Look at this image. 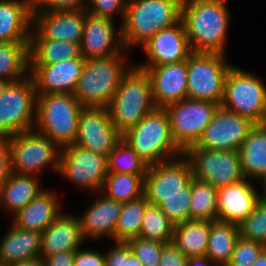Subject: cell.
<instances>
[{
  "instance_id": "44",
  "label": "cell",
  "mask_w": 266,
  "mask_h": 266,
  "mask_svg": "<svg viewBox=\"0 0 266 266\" xmlns=\"http://www.w3.org/2000/svg\"><path fill=\"white\" fill-rule=\"evenodd\" d=\"M88 0H32L33 10H79L86 9Z\"/></svg>"
},
{
  "instance_id": "6",
  "label": "cell",
  "mask_w": 266,
  "mask_h": 266,
  "mask_svg": "<svg viewBox=\"0 0 266 266\" xmlns=\"http://www.w3.org/2000/svg\"><path fill=\"white\" fill-rule=\"evenodd\" d=\"M83 108L73 94H37L34 129L60 149L73 145Z\"/></svg>"
},
{
  "instance_id": "12",
  "label": "cell",
  "mask_w": 266,
  "mask_h": 266,
  "mask_svg": "<svg viewBox=\"0 0 266 266\" xmlns=\"http://www.w3.org/2000/svg\"><path fill=\"white\" fill-rule=\"evenodd\" d=\"M219 104L186 98L165 107L176 145L185 153L196 145Z\"/></svg>"
},
{
  "instance_id": "46",
  "label": "cell",
  "mask_w": 266,
  "mask_h": 266,
  "mask_svg": "<svg viewBox=\"0 0 266 266\" xmlns=\"http://www.w3.org/2000/svg\"><path fill=\"white\" fill-rule=\"evenodd\" d=\"M114 243L105 252V266H128V243Z\"/></svg>"
},
{
  "instance_id": "43",
  "label": "cell",
  "mask_w": 266,
  "mask_h": 266,
  "mask_svg": "<svg viewBox=\"0 0 266 266\" xmlns=\"http://www.w3.org/2000/svg\"><path fill=\"white\" fill-rule=\"evenodd\" d=\"M127 0H88L86 11L94 16L114 20V15L120 13L123 24L126 14Z\"/></svg>"
},
{
  "instance_id": "25",
  "label": "cell",
  "mask_w": 266,
  "mask_h": 266,
  "mask_svg": "<svg viewBox=\"0 0 266 266\" xmlns=\"http://www.w3.org/2000/svg\"><path fill=\"white\" fill-rule=\"evenodd\" d=\"M32 28V0H0V43L29 42Z\"/></svg>"
},
{
  "instance_id": "30",
  "label": "cell",
  "mask_w": 266,
  "mask_h": 266,
  "mask_svg": "<svg viewBox=\"0 0 266 266\" xmlns=\"http://www.w3.org/2000/svg\"><path fill=\"white\" fill-rule=\"evenodd\" d=\"M212 221L190 220L175 225L172 243L187 257L206 256Z\"/></svg>"
},
{
  "instance_id": "41",
  "label": "cell",
  "mask_w": 266,
  "mask_h": 266,
  "mask_svg": "<svg viewBox=\"0 0 266 266\" xmlns=\"http://www.w3.org/2000/svg\"><path fill=\"white\" fill-rule=\"evenodd\" d=\"M265 249L263 244L240 236L227 266H252Z\"/></svg>"
},
{
  "instance_id": "9",
  "label": "cell",
  "mask_w": 266,
  "mask_h": 266,
  "mask_svg": "<svg viewBox=\"0 0 266 266\" xmlns=\"http://www.w3.org/2000/svg\"><path fill=\"white\" fill-rule=\"evenodd\" d=\"M225 56L192 53L187 58V98L222 104L225 80L233 66Z\"/></svg>"
},
{
  "instance_id": "34",
  "label": "cell",
  "mask_w": 266,
  "mask_h": 266,
  "mask_svg": "<svg viewBox=\"0 0 266 266\" xmlns=\"http://www.w3.org/2000/svg\"><path fill=\"white\" fill-rule=\"evenodd\" d=\"M145 175L110 173L105 177L101 192L121 203L130 202L144 196Z\"/></svg>"
},
{
  "instance_id": "51",
  "label": "cell",
  "mask_w": 266,
  "mask_h": 266,
  "mask_svg": "<svg viewBox=\"0 0 266 266\" xmlns=\"http://www.w3.org/2000/svg\"><path fill=\"white\" fill-rule=\"evenodd\" d=\"M128 266H144L128 245Z\"/></svg>"
},
{
  "instance_id": "48",
  "label": "cell",
  "mask_w": 266,
  "mask_h": 266,
  "mask_svg": "<svg viewBox=\"0 0 266 266\" xmlns=\"http://www.w3.org/2000/svg\"><path fill=\"white\" fill-rule=\"evenodd\" d=\"M187 257L173 244H166L161 253L159 266H186Z\"/></svg>"
},
{
  "instance_id": "11",
  "label": "cell",
  "mask_w": 266,
  "mask_h": 266,
  "mask_svg": "<svg viewBox=\"0 0 266 266\" xmlns=\"http://www.w3.org/2000/svg\"><path fill=\"white\" fill-rule=\"evenodd\" d=\"M192 178V165L184 154L150 165L144 177V196L149 205L159 206L169 196L192 194Z\"/></svg>"
},
{
  "instance_id": "15",
  "label": "cell",
  "mask_w": 266,
  "mask_h": 266,
  "mask_svg": "<svg viewBox=\"0 0 266 266\" xmlns=\"http://www.w3.org/2000/svg\"><path fill=\"white\" fill-rule=\"evenodd\" d=\"M254 125L250 119L220 106L204 129L201 138L191 147L238 151Z\"/></svg>"
},
{
  "instance_id": "36",
  "label": "cell",
  "mask_w": 266,
  "mask_h": 266,
  "mask_svg": "<svg viewBox=\"0 0 266 266\" xmlns=\"http://www.w3.org/2000/svg\"><path fill=\"white\" fill-rule=\"evenodd\" d=\"M148 205L145 196L122 203L121 214L115 228V242H127L140 236L143 214Z\"/></svg>"
},
{
  "instance_id": "14",
  "label": "cell",
  "mask_w": 266,
  "mask_h": 266,
  "mask_svg": "<svg viewBox=\"0 0 266 266\" xmlns=\"http://www.w3.org/2000/svg\"><path fill=\"white\" fill-rule=\"evenodd\" d=\"M58 174L92 194H99L108 174L107 156L76 145L65 146L60 149Z\"/></svg>"
},
{
  "instance_id": "20",
  "label": "cell",
  "mask_w": 266,
  "mask_h": 266,
  "mask_svg": "<svg viewBox=\"0 0 266 266\" xmlns=\"http://www.w3.org/2000/svg\"><path fill=\"white\" fill-rule=\"evenodd\" d=\"M85 61L84 58H76L54 64H29V75L37 94H73Z\"/></svg>"
},
{
  "instance_id": "49",
  "label": "cell",
  "mask_w": 266,
  "mask_h": 266,
  "mask_svg": "<svg viewBox=\"0 0 266 266\" xmlns=\"http://www.w3.org/2000/svg\"><path fill=\"white\" fill-rule=\"evenodd\" d=\"M75 251L58 252L42 259L43 266H74Z\"/></svg>"
},
{
  "instance_id": "40",
  "label": "cell",
  "mask_w": 266,
  "mask_h": 266,
  "mask_svg": "<svg viewBox=\"0 0 266 266\" xmlns=\"http://www.w3.org/2000/svg\"><path fill=\"white\" fill-rule=\"evenodd\" d=\"M127 243L144 266H159L162 249L166 244L141 237L132 238Z\"/></svg>"
},
{
  "instance_id": "29",
  "label": "cell",
  "mask_w": 266,
  "mask_h": 266,
  "mask_svg": "<svg viewBox=\"0 0 266 266\" xmlns=\"http://www.w3.org/2000/svg\"><path fill=\"white\" fill-rule=\"evenodd\" d=\"M37 176L12 172L0 187V205L12 215L29 204L43 190Z\"/></svg>"
},
{
  "instance_id": "18",
  "label": "cell",
  "mask_w": 266,
  "mask_h": 266,
  "mask_svg": "<svg viewBox=\"0 0 266 266\" xmlns=\"http://www.w3.org/2000/svg\"><path fill=\"white\" fill-rule=\"evenodd\" d=\"M114 20L87 13L80 43L81 56L85 59L109 58L126 53L121 39V28L115 29Z\"/></svg>"
},
{
  "instance_id": "19",
  "label": "cell",
  "mask_w": 266,
  "mask_h": 266,
  "mask_svg": "<svg viewBox=\"0 0 266 266\" xmlns=\"http://www.w3.org/2000/svg\"><path fill=\"white\" fill-rule=\"evenodd\" d=\"M142 49L147 61L136 66L178 63L193 53L182 20L157 32L142 45Z\"/></svg>"
},
{
  "instance_id": "35",
  "label": "cell",
  "mask_w": 266,
  "mask_h": 266,
  "mask_svg": "<svg viewBox=\"0 0 266 266\" xmlns=\"http://www.w3.org/2000/svg\"><path fill=\"white\" fill-rule=\"evenodd\" d=\"M218 188L208 182L192 178L190 220H217Z\"/></svg>"
},
{
  "instance_id": "22",
  "label": "cell",
  "mask_w": 266,
  "mask_h": 266,
  "mask_svg": "<svg viewBox=\"0 0 266 266\" xmlns=\"http://www.w3.org/2000/svg\"><path fill=\"white\" fill-rule=\"evenodd\" d=\"M249 181L244 179L218 188L217 220L239 225L254 211L261 193Z\"/></svg>"
},
{
  "instance_id": "37",
  "label": "cell",
  "mask_w": 266,
  "mask_h": 266,
  "mask_svg": "<svg viewBox=\"0 0 266 266\" xmlns=\"http://www.w3.org/2000/svg\"><path fill=\"white\" fill-rule=\"evenodd\" d=\"M174 230V223L158 206L148 205L146 207L139 237L169 244L172 243Z\"/></svg>"
},
{
  "instance_id": "24",
  "label": "cell",
  "mask_w": 266,
  "mask_h": 266,
  "mask_svg": "<svg viewBox=\"0 0 266 266\" xmlns=\"http://www.w3.org/2000/svg\"><path fill=\"white\" fill-rule=\"evenodd\" d=\"M100 193L102 198H97L82 215H78L82 234L86 241L90 237L97 240L108 236L115 242V228L121 214L122 203Z\"/></svg>"
},
{
  "instance_id": "52",
  "label": "cell",
  "mask_w": 266,
  "mask_h": 266,
  "mask_svg": "<svg viewBox=\"0 0 266 266\" xmlns=\"http://www.w3.org/2000/svg\"><path fill=\"white\" fill-rule=\"evenodd\" d=\"M10 266H43V263H42L41 258H37V259L25 261V262L15 263Z\"/></svg>"
},
{
  "instance_id": "3",
  "label": "cell",
  "mask_w": 266,
  "mask_h": 266,
  "mask_svg": "<svg viewBox=\"0 0 266 266\" xmlns=\"http://www.w3.org/2000/svg\"><path fill=\"white\" fill-rule=\"evenodd\" d=\"M157 108L149 74L133 65L107 107L115 128L124 134Z\"/></svg>"
},
{
  "instance_id": "55",
  "label": "cell",
  "mask_w": 266,
  "mask_h": 266,
  "mask_svg": "<svg viewBox=\"0 0 266 266\" xmlns=\"http://www.w3.org/2000/svg\"><path fill=\"white\" fill-rule=\"evenodd\" d=\"M261 183H266V175L260 180V184Z\"/></svg>"
},
{
  "instance_id": "26",
  "label": "cell",
  "mask_w": 266,
  "mask_h": 266,
  "mask_svg": "<svg viewBox=\"0 0 266 266\" xmlns=\"http://www.w3.org/2000/svg\"><path fill=\"white\" fill-rule=\"evenodd\" d=\"M57 195L51 190H43L12 216V224L18 228L42 233L63 211Z\"/></svg>"
},
{
  "instance_id": "2",
  "label": "cell",
  "mask_w": 266,
  "mask_h": 266,
  "mask_svg": "<svg viewBox=\"0 0 266 266\" xmlns=\"http://www.w3.org/2000/svg\"><path fill=\"white\" fill-rule=\"evenodd\" d=\"M183 0H127L121 39L127 51L181 20Z\"/></svg>"
},
{
  "instance_id": "32",
  "label": "cell",
  "mask_w": 266,
  "mask_h": 266,
  "mask_svg": "<svg viewBox=\"0 0 266 266\" xmlns=\"http://www.w3.org/2000/svg\"><path fill=\"white\" fill-rule=\"evenodd\" d=\"M29 42L0 43V84L29 76Z\"/></svg>"
},
{
  "instance_id": "16",
  "label": "cell",
  "mask_w": 266,
  "mask_h": 266,
  "mask_svg": "<svg viewBox=\"0 0 266 266\" xmlns=\"http://www.w3.org/2000/svg\"><path fill=\"white\" fill-rule=\"evenodd\" d=\"M121 139L107 108H83L73 145L108 157Z\"/></svg>"
},
{
  "instance_id": "7",
  "label": "cell",
  "mask_w": 266,
  "mask_h": 266,
  "mask_svg": "<svg viewBox=\"0 0 266 266\" xmlns=\"http://www.w3.org/2000/svg\"><path fill=\"white\" fill-rule=\"evenodd\" d=\"M37 92L32 77L0 84V136L11 137L34 129Z\"/></svg>"
},
{
  "instance_id": "39",
  "label": "cell",
  "mask_w": 266,
  "mask_h": 266,
  "mask_svg": "<svg viewBox=\"0 0 266 266\" xmlns=\"http://www.w3.org/2000/svg\"><path fill=\"white\" fill-rule=\"evenodd\" d=\"M238 226L242 238L266 247V201L261 198L254 211Z\"/></svg>"
},
{
  "instance_id": "23",
  "label": "cell",
  "mask_w": 266,
  "mask_h": 266,
  "mask_svg": "<svg viewBox=\"0 0 266 266\" xmlns=\"http://www.w3.org/2000/svg\"><path fill=\"white\" fill-rule=\"evenodd\" d=\"M83 242L85 238L79 217L62 211L41 233L40 258L45 259L58 252L76 251L82 248Z\"/></svg>"
},
{
  "instance_id": "10",
  "label": "cell",
  "mask_w": 266,
  "mask_h": 266,
  "mask_svg": "<svg viewBox=\"0 0 266 266\" xmlns=\"http://www.w3.org/2000/svg\"><path fill=\"white\" fill-rule=\"evenodd\" d=\"M9 141L12 172L37 176L50 166L58 173L60 148L47 136L32 129L9 137Z\"/></svg>"
},
{
  "instance_id": "17",
  "label": "cell",
  "mask_w": 266,
  "mask_h": 266,
  "mask_svg": "<svg viewBox=\"0 0 266 266\" xmlns=\"http://www.w3.org/2000/svg\"><path fill=\"white\" fill-rule=\"evenodd\" d=\"M86 9L33 10V28L30 39H49L81 43Z\"/></svg>"
},
{
  "instance_id": "47",
  "label": "cell",
  "mask_w": 266,
  "mask_h": 266,
  "mask_svg": "<svg viewBox=\"0 0 266 266\" xmlns=\"http://www.w3.org/2000/svg\"><path fill=\"white\" fill-rule=\"evenodd\" d=\"M89 249L75 251L74 266H105V254Z\"/></svg>"
},
{
  "instance_id": "53",
  "label": "cell",
  "mask_w": 266,
  "mask_h": 266,
  "mask_svg": "<svg viewBox=\"0 0 266 266\" xmlns=\"http://www.w3.org/2000/svg\"><path fill=\"white\" fill-rule=\"evenodd\" d=\"M252 266H266V249L260 254Z\"/></svg>"
},
{
  "instance_id": "50",
  "label": "cell",
  "mask_w": 266,
  "mask_h": 266,
  "mask_svg": "<svg viewBox=\"0 0 266 266\" xmlns=\"http://www.w3.org/2000/svg\"><path fill=\"white\" fill-rule=\"evenodd\" d=\"M216 264L207 256L187 258L186 266H215Z\"/></svg>"
},
{
  "instance_id": "1",
  "label": "cell",
  "mask_w": 266,
  "mask_h": 266,
  "mask_svg": "<svg viewBox=\"0 0 266 266\" xmlns=\"http://www.w3.org/2000/svg\"><path fill=\"white\" fill-rule=\"evenodd\" d=\"M226 0H183L181 20L193 53L227 54L231 14Z\"/></svg>"
},
{
  "instance_id": "31",
  "label": "cell",
  "mask_w": 266,
  "mask_h": 266,
  "mask_svg": "<svg viewBox=\"0 0 266 266\" xmlns=\"http://www.w3.org/2000/svg\"><path fill=\"white\" fill-rule=\"evenodd\" d=\"M239 237L238 225L219 220L212 221L206 256L216 266H227Z\"/></svg>"
},
{
  "instance_id": "42",
  "label": "cell",
  "mask_w": 266,
  "mask_h": 266,
  "mask_svg": "<svg viewBox=\"0 0 266 266\" xmlns=\"http://www.w3.org/2000/svg\"><path fill=\"white\" fill-rule=\"evenodd\" d=\"M190 199L191 194L173 195L165 198L158 207L177 225L190 221Z\"/></svg>"
},
{
  "instance_id": "4",
  "label": "cell",
  "mask_w": 266,
  "mask_h": 266,
  "mask_svg": "<svg viewBox=\"0 0 266 266\" xmlns=\"http://www.w3.org/2000/svg\"><path fill=\"white\" fill-rule=\"evenodd\" d=\"M124 53L109 58L88 59L78 80L74 97L84 108H107L131 66Z\"/></svg>"
},
{
  "instance_id": "13",
  "label": "cell",
  "mask_w": 266,
  "mask_h": 266,
  "mask_svg": "<svg viewBox=\"0 0 266 266\" xmlns=\"http://www.w3.org/2000/svg\"><path fill=\"white\" fill-rule=\"evenodd\" d=\"M184 155L192 165L193 177L208 182L214 187L219 188L246 179L242 171L239 151L190 147Z\"/></svg>"
},
{
  "instance_id": "54",
  "label": "cell",
  "mask_w": 266,
  "mask_h": 266,
  "mask_svg": "<svg viewBox=\"0 0 266 266\" xmlns=\"http://www.w3.org/2000/svg\"><path fill=\"white\" fill-rule=\"evenodd\" d=\"M262 191L261 192V198L266 201V183H262L261 185Z\"/></svg>"
},
{
  "instance_id": "5",
  "label": "cell",
  "mask_w": 266,
  "mask_h": 266,
  "mask_svg": "<svg viewBox=\"0 0 266 266\" xmlns=\"http://www.w3.org/2000/svg\"><path fill=\"white\" fill-rule=\"evenodd\" d=\"M137 154L150 166L163 163L184 154L176 145L165 108H156L138 124L122 134Z\"/></svg>"
},
{
  "instance_id": "45",
  "label": "cell",
  "mask_w": 266,
  "mask_h": 266,
  "mask_svg": "<svg viewBox=\"0 0 266 266\" xmlns=\"http://www.w3.org/2000/svg\"><path fill=\"white\" fill-rule=\"evenodd\" d=\"M12 173L11 146L9 137L0 136V187Z\"/></svg>"
},
{
  "instance_id": "28",
  "label": "cell",
  "mask_w": 266,
  "mask_h": 266,
  "mask_svg": "<svg viewBox=\"0 0 266 266\" xmlns=\"http://www.w3.org/2000/svg\"><path fill=\"white\" fill-rule=\"evenodd\" d=\"M238 151L244 177L260 181L266 175V123L255 124Z\"/></svg>"
},
{
  "instance_id": "38",
  "label": "cell",
  "mask_w": 266,
  "mask_h": 266,
  "mask_svg": "<svg viewBox=\"0 0 266 266\" xmlns=\"http://www.w3.org/2000/svg\"><path fill=\"white\" fill-rule=\"evenodd\" d=\"M108 172L146 175L149 165L123 139L108 154Z\"/></svg>"
},
{
  "instance_id": "8",
  "label": "cell",
  "mask_w": 266,
  "mask_h": 266,
  "mask_svg": "<svg viewBox=\"0 0 266 266\" xmlns=\"http://www.w3.org/2000/svg\"><path fill=\"white\" fill-rule=\"evenodd\" d=\"M262 80L233 65L225 80L224 98L220 106L255 124L266 123V85Z\"/></svg>"
},
{
  "instance_id": "33",
  "label": "cell",
  "mask_w": 266,
  "mask_h": 266,
  "mask_svg": "<svg viewBox=\"0 0 266 266\" xmlns=\"http://www.w3.org/2000/svg\"><path fill=\"white\" fill-rule=\"evenodd\" d=\"M81 56L79 43L49 39H30L29 64H54Z\"/></svg>"
},
{
  "instance_id": "27",
  "label": "cell",
  "mask_w": 266,
  "mask_h": 266,
  "mask_svg": "<svg viewBox=\"0 0 266 266\" xmlns=\"http://www.w3.org/2000/svg\"><path fill=\"white\" fill-rule=\"evenodd\" d=\"M10 226L0 241V266L40 258L41 233Z\"/></svg>"
},
{
  "instance_id": "21",
  "label": "cell",
  "mask_w": 266,
  "mask_h": 266,
  "mask_svg": "<svg viewBox=\"0 0 266 266\" xmlns=\"http://www.w3.org/2000/svg\"><path fill=\"white\" fill-rule=\"evenodd\" d=\"M138 67L150 76L157 108H165L187 98V60L160 66Z\"/></svg>"
}]
</instances>
